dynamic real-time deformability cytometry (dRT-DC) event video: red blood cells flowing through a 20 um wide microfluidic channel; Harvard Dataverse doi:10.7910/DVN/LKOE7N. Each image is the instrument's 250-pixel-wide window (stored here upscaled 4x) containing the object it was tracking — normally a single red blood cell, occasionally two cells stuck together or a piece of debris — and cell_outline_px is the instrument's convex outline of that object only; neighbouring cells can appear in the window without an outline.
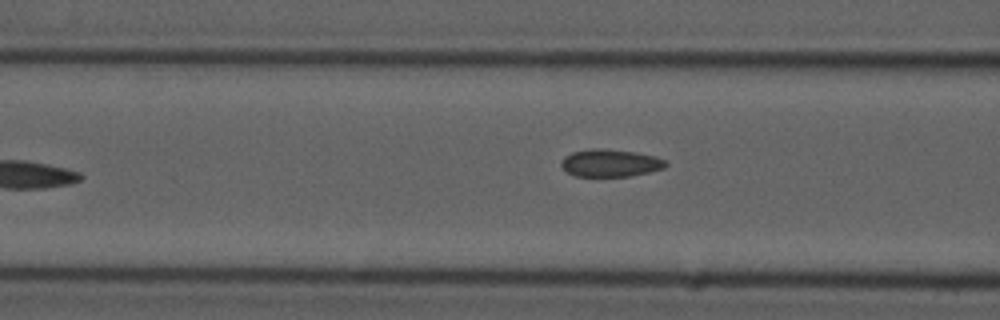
{"species": "common noctule bat (a hibernating species)", "species_latin": "Nyctalus noctula", "temperature_condition": "cold", "stored_images_in_passage": 7, "camera_frame_rate_fps": 3000, "um_per_image_px": 0.085, "animal": {"sex": "male", "forearm_length_mm": 52.5}, "frame": {"image": 1, "passage_image": 6, "time_ms": 1.667, "image_size_px": [1000, 320], "cell_outline_px": [[668, 164], [664, 168], [632, 176], [576, 176], [568, 172], [560, 164], [564, 156], [572, 152], [592, 148], [600, 148], [636, 152], [656, 156], [664, 160]], "centroid_in_image_um": [51.88, 13.85], "position_along_channel_um": 114.7, "area_um2": 16.7}}